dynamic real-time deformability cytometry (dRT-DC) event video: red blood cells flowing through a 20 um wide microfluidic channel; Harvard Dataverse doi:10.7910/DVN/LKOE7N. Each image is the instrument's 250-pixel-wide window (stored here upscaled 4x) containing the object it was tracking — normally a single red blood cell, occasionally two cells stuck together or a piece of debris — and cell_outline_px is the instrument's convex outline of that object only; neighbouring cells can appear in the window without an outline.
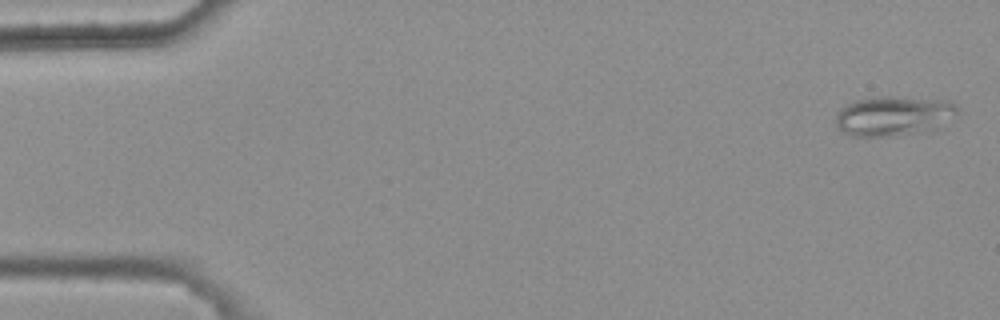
{"species": "common noctule bat (a hibernating species)", "species_latin": "Nyctalus noctula", "temperature_condition": "warm", "stored_images_in_passage": 5, "camera_frame_rate_fps": 3000, "um_per_image_px": 0.085, "animal": {"sex": "female", "body_mass_g": 25.1}, "frame": {"image": 1, "passage_image": 1, "time_ms": 0.0, "image_size_px": [1000, 320], "cell_outline_px": [[960, 108], [956, 112], [936, 128], [892, 136], [852, 136], [836, 128], [836, 112], [840, 108], [856, 100], [872, 96], [892, 96], [952, 100]], "centroid_in_image_um": [75.91, 9.82], "position_along_channel_um": 9.1, "area_um2": 28.15}}